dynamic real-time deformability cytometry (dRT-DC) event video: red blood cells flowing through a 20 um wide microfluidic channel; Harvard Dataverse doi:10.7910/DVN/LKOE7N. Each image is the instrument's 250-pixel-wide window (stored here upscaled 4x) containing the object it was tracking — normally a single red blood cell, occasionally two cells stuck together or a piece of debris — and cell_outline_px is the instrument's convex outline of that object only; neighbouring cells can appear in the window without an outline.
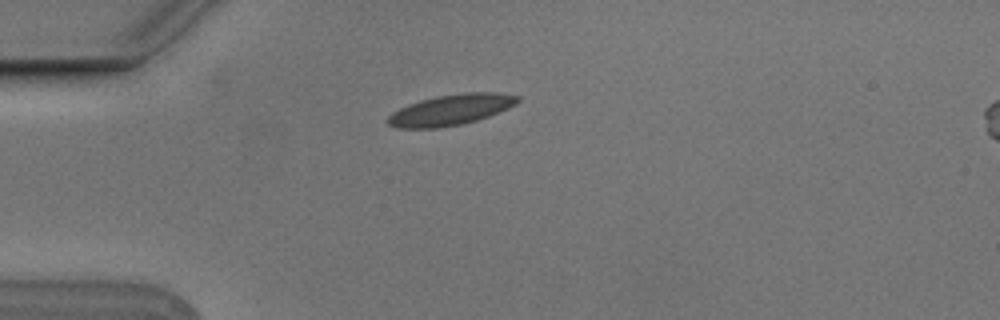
{"species": "Egyptian fruit bat (a non-hibernating species)", "species_latin": "Rousettus aegyptiacus", "temperature_condition": "cold", "stored_images_in_passage": 5, "camera_frame_rate_fps": 3000, "um_per_image_px": 0.085, "animal": {"sex": "male"}, "frame": {"image": 1, "passage_image": 1, "time_ms": 0.0, "image_size_px": [1000, 320], "cell_outline_px": [[520, 100], [516, 104], [508, 108], [488, 116], [464, 124], [440, 128], [396, 128], [388, 124], [384, 120], [392, 112], [408, 104], [420, 100], [436, 96], [464, 92], [500, 92], [520, 96]], "centroid_in_image_um": [38.31, 9.33], "position_along_channel_um": 46.7, "area_um2": 23.52}}
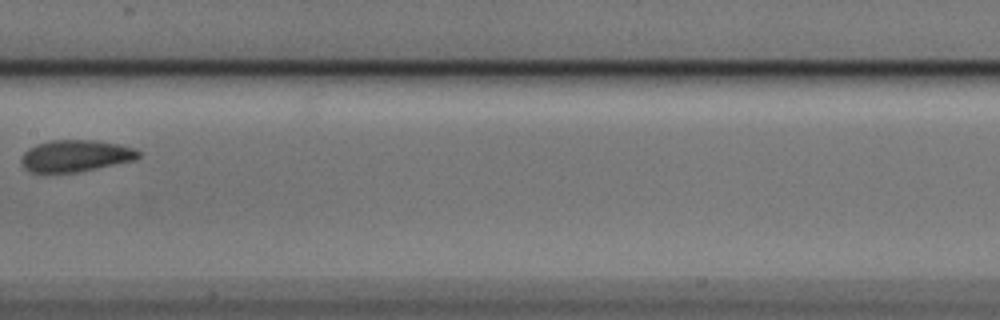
{"frame": {"image": 2, "passage_image": 5, "time_ms": 1.333, "image_size_px": [1000, 320], "cell_outline_px": [[140, 156], [136, 160], [76, 172], [28, 172], [20, 164], [20, 160], [24, 152], [28, 148], [36, 144], [52, 140], [96, 140], [120, 144], [136, 148], [140, 152]], "centroid_in_image_um": [6.42, 13.24], "position_along_channel_um": 201.0, "area_um2": 21.85}}